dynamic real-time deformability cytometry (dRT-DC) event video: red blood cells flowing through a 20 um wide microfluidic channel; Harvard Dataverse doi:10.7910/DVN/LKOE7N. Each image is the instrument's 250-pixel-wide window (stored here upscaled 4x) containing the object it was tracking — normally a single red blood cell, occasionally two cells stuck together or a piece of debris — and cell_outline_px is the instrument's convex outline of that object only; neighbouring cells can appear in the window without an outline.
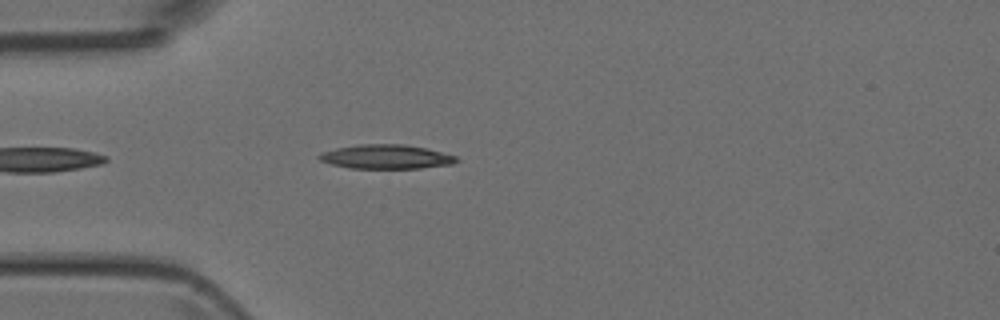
{"species": "Egyptian fruit bat (a non-hibernating species)", "species_latin": "Rousettus aegyptiacus", "temperature_condition": "room temperature", "stored_images_in_passage": 8, "camera_frame_rate_fps": 3000, "um_per_image_px": 0.085, "animal": {"sex": "female"}, "frame": {"image": 1, "passage_image": 4, "time_ms": 1.0, "image_size_px": [1000, 320], "cell_outline_px": [[460, 160], [452, 164], [420, 168], [348, 168], [332, 164], [320, 160], [316, 156], [320, 152], [336, 148], [356, 144], [404, 144], [428, 148], [456, 156]], "centroid_in_image_um": [32.81, 13.31], "position_along_channel_um": 52.2, "area_um2": 19.48}}
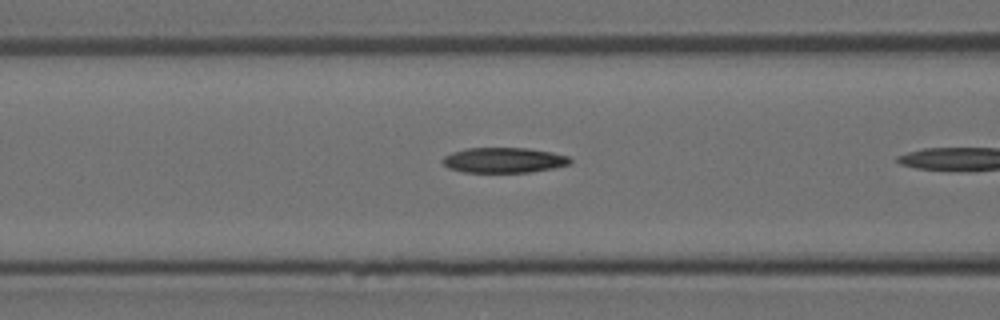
{"frame": {"image": 2, "passage_image": 7, "time_ms": 2.0, "image_size_px": [1000, 320], "cell_outline_px": [[572, 160], [568, 164], [552, 168], [528, 172], [464, 172], [448, 168], [440, 160], [444, 156], [452, 152], [468, 148], [528, 148], [552, 152], [568, 156]], "centroid_in_image_um": [42.79, 13.61], "position_along_channel_um": 123.8, "area_um2": 18.67}}